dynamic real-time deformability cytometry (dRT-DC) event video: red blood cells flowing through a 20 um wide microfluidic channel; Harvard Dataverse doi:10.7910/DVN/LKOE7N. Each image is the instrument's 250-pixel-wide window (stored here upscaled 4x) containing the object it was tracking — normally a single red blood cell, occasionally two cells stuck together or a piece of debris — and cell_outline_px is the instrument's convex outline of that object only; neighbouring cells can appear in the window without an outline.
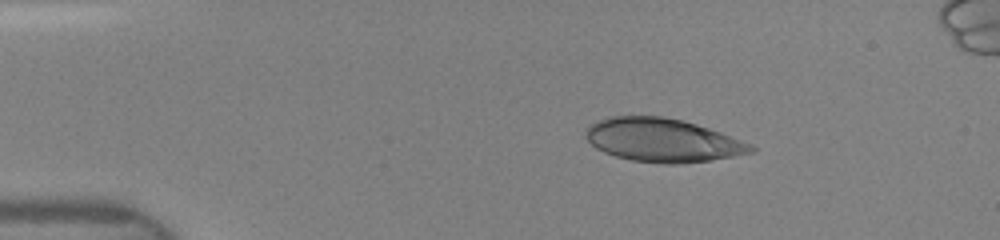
{"species": "human", "species_latin": "Homo sapiens", "temperature_condition": "room temperature", "stored_images_in_passage": 7, "camera_frame_rate_fps": 3000, "um_per_image_px": 0.085, "donor": {"sex": "female"}, "frame": {"image": 1, "passage_image": 3, "time_ms": 2.0, "image_size_px": [1000, 240], "cell_outline_px": [[756, 152], [712, 160], [676, 164], [668, 164], [632, 160], [616, 156], [604, 152], [596, 148], [584, 136], [584, 132], [588, 124], [608, 116], [664, 116], [696, 124], [720, 132], [752, 144], [756, 148]], "centroid_in_image_um": [56.3, 11.91], "position_along_channel_um": 28.7, "area_um2": 41.91}}